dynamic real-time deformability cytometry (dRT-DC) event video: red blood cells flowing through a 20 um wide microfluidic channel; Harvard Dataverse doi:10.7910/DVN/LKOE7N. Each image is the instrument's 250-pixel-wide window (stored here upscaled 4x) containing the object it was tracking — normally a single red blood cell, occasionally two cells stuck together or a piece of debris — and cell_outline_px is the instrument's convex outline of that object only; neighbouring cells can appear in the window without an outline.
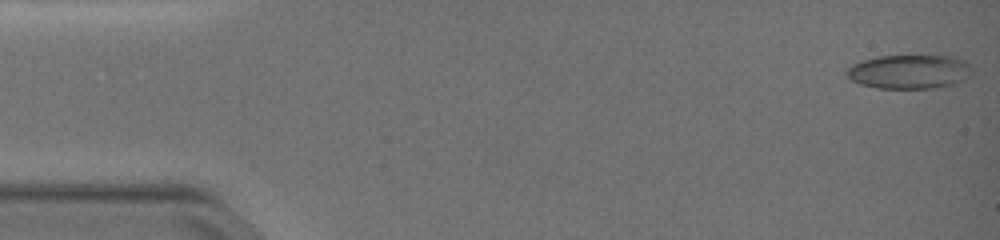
{"species": "common noctule bat (a hibernating species)", "species_latin": "Nyctalus noctula", "temperature_condition": "warm", "stored_images_in_passage": 43, "camera_frame_rate_fps": 3000, "um_per_image_px": 0.085, "animal": {"sex": "female", "body_mass_g": 19.0, "forearm_length_mm": 51.5}, "frame": {"image": 1, "passage_image": 1, "time_ms": 0.0, "image_size_px": [1000, 240], "cell_outline_px": [[972, 72], [964, 80], [952, 84], [932, 88], [876, 88], [860, 84], [852, 80], [844, 72], [852, 64], [876, 56], [956, 56], [964, 60], [972, 68]], "centroid_in_image_um": [77.29, 6.09], "position_along_channel_um": 7.7, "area_um2": 24.85}}
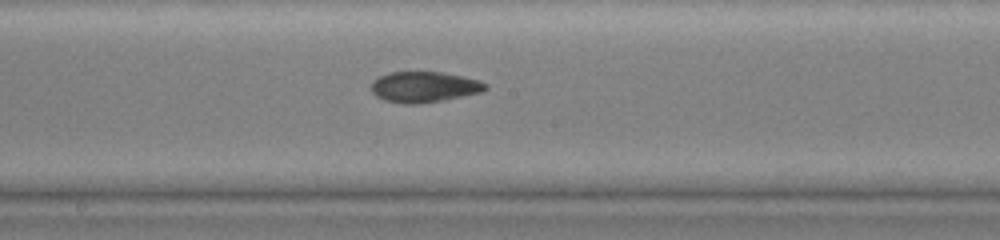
{"frame": {"image": 2, "passage_image": 25, "time_ms": 8.0, "image_size_px": [1000, 240], "cell_outline_px": [[488, 88], [480, 92], [444, 100], [420, 104], [404, 104], [384, 100], [376, 96], [368, 88], [372, 80], [388, 72], [440, 72], [464, 76], [480, 80], [488, 84]], "centroid_in_image_um": [36.02, 7.39], "position_along_channel_um": 212.2, "area_um2": 20.75}}
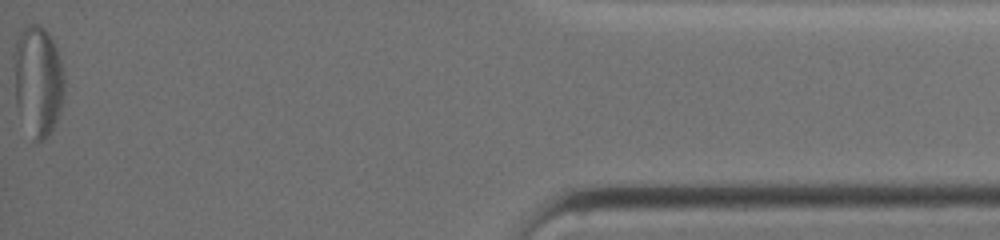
{"frame": {"image": 3, "passage_image": 43, "time_ms": 14.0, "image_size_px": [1000, 240], "cell_outline_px": [[64, 88], [60, 108], [56, 120], [52, 128], [40, 140], [36, 140], [16, 104], [12, 56], [12, 52], [16, 40], [20, 32], [28, 24], [36, 24], [44, 28], [48, 32], [56, 48], [60, 60], [64, 80]], "centroid_in_image_um": [3.19, 6.73], "position_along_channel_um": 432.0, "area_um2": 31.67}}